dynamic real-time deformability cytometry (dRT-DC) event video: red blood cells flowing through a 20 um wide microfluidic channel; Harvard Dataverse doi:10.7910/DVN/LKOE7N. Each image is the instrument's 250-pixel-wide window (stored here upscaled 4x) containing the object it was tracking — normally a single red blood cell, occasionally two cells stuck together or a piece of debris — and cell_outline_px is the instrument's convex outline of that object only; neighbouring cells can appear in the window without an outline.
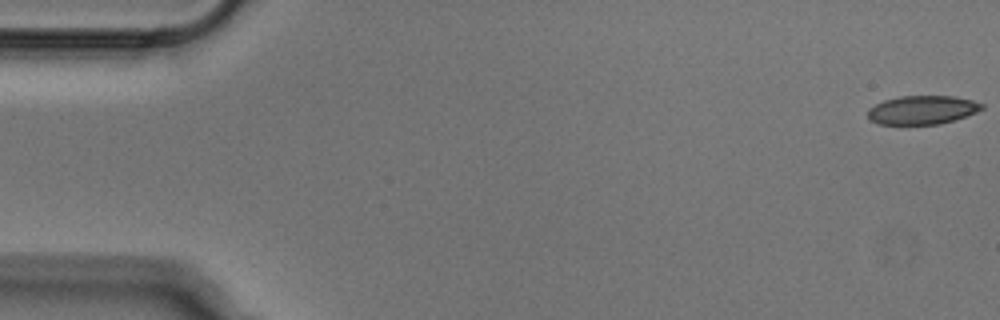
{"species": "Egyptian fruit bat (a non-hibernating species)", "species_latin": "Rousettus aegyptiacus", "temperature_condition": "cold", "stored_images_in_passage": 52, "camera_frame_rate_fps": 3000, "um_per_image_px": 0.085, "animal": {"sex": "male"}, "frame": {"image": 1, "passage_image": 1, "time_ms": 0.0, "image_size_px": [1000, 320], "cell_outline_px": [[984, 108], [976, 112], [940, 124], [880, 124], [868, 120], [868, 108], [884, 100], [900, 96], [952, 96], [972, 100], [984, 104]], "centroid_in_image_um": [78.37, 9.34], "position_along_channel_um": 6.6, "area_um2": 18.96}}
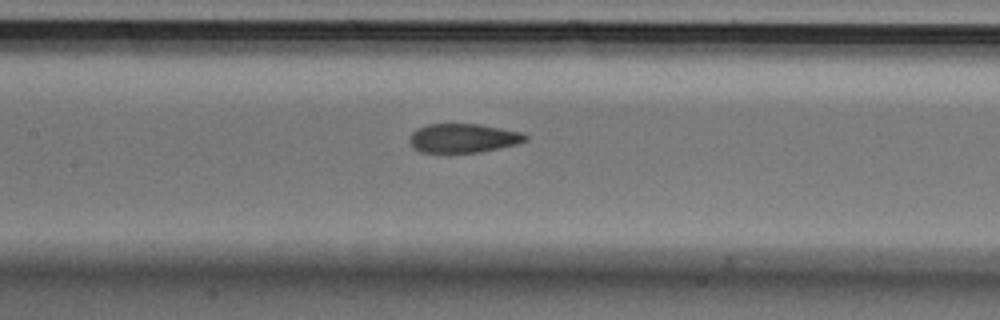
{"frame": {"image": 2, "passage_image": 24, "time_ms": 7.667, "image_size_px": [1000, 320], "cell_outline_px": [[528, 140], [516, 144], [500, 148], [480, 152], [420, 152], [412, 148], [408, 140], [412, 132], [416, 128], [428, 124], [480, 124], [524, 132], [528, 136]], "centroid_in_image_um": [39.37, 11.73], "position_along_channel_um": 168.0, "area_um2": 19.83}}
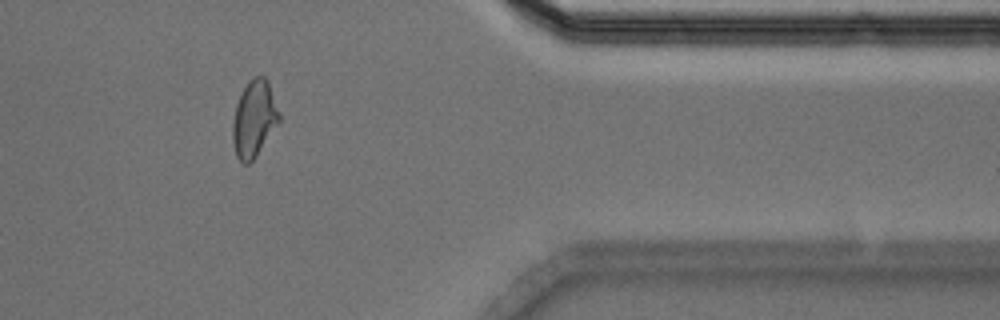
{"frame": {"image": 3, "passage_image": 43, "time_ms": 14.0, "image_size_px": [1000, 320], "cell_outline_px": [[280, 120], [256, 156], [248, 164], [244, 164], [236, 156], [232, 140], [232, 124], [236, 104], [248, 80], [256, 76], [264, 76], [268, 80], [280, 112]], "centroid_in_image_um": [21.6, 10.08], "position_along_channel_um": 389.8, "area_um2": 20.69}}